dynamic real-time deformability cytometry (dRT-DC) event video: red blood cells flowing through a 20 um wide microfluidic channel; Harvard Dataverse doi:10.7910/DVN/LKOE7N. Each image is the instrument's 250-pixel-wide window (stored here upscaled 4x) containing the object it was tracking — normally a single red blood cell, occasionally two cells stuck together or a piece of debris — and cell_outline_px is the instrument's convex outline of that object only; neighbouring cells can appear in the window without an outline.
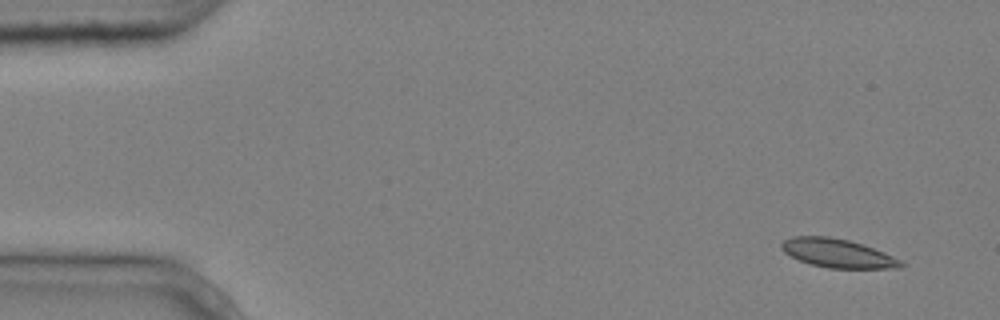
{"species": "common noctule bat (a hibernating species)", "species_latin": "Nyctalus noctula", "temperature_condition": "cold", "stored_images_in_passage": 5, "camera_frame_rate_fps": 3000, "um_per_image_px": 0.085, "animal": {"sex": "male", "body_mass_g": 20.4}, "frame": {"image": 1, "passage_image": 2, "time_ms": 0.333, "image_size_px": [1000, 320], "cell_outline_px": [[904, 268], [828, 268], [812, 264], [800, 260], [784, 252], [780, 248], [780, 244], [784, 240], [792, 236], [828, 236], [848, 240], [884, 252], [900, 260], [904, 264]], "centroid_in_image_um": [71.18, 21.52], "position_along_channel_um": 13.8, "area_um2": 19.77}}
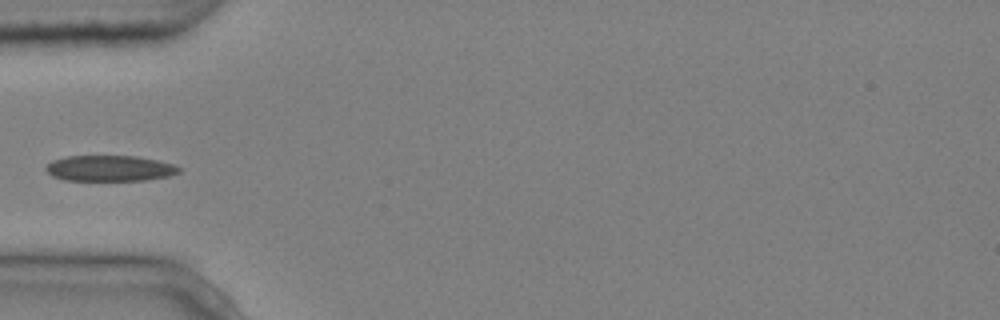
{"frame": {"image": 2, "passage_image": 5, "time_ms": 1.333, "image_size_px": [1000, 320], "cell_outline_px": [[180, 172], [168, 176], [144, 180], [64, 180], [52, 176], [44, 168], [52, 160], [68, 156], [136, 156], [156, 160], [172, 164], [180, 168]], "centroid_in_image_um": [9.3, 14.3], "position_along_channel_um": 75.7, "area_um2": 19.83}}